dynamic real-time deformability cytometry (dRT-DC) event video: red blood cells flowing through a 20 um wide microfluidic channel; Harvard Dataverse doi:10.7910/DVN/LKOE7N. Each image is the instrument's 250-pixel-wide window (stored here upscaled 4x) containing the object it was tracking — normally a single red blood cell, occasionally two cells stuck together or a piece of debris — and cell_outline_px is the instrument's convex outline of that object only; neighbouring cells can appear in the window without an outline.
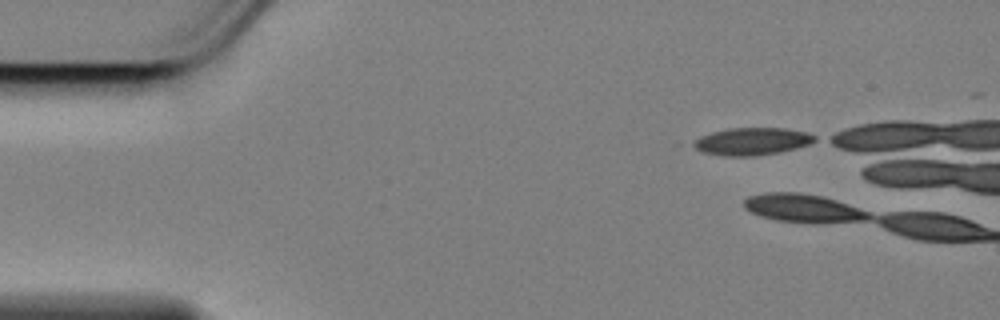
{"species": "Egyptian fruit bat (a non-hibernating species)", "species_latin": "Rousettus aegyptiacus", "temperature_condition": "cold", "stored_images_in_passage": 2, "camera_frame_rate_fps": 3000, "um_per_image_px": 0.085, "animal": {"sex": "female"}, "frame": {"image": 1, "passage_image": 1, "time_ms": 0.0, "image_size_px": [1000, 320], "cell_outline_px": [[816, 140], [808, 144], [796, 148], [780, 152], [752, 156], [724, 156], [704, 152], [696, 148], [692, 144], [700, 136], [712, 132], [728, 128], [784, 128], [804, 132], [816, 136]], "centroid_in_image_um": [63.92, 12.01], "position_along_channel_um": 21.1, "area_um2": 19.13}}